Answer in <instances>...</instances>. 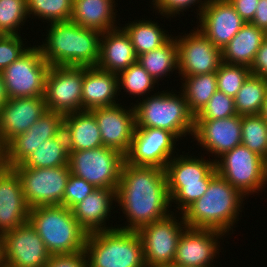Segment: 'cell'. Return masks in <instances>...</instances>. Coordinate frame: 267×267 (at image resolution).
Here are the masks:
<instances>
[{
    "label": "cell",
    "instance_id": "6da1fadb",
    "mask_svg": "<svg viewBox=\"0 0 267 267\" xmlns=\"http://www.w3.org/2000/svg\"><path fill=\"white\" fill-rule=\"evenodd\" d=\"M117 202L128 222L126 226L117 227L122 230L138 231L167 217L173 211L168 209L172 205L165 169L124 161L116 189Z\"/></svg>",
    "mask_w": 267,
    "mask_h": 267
},
{
    "label": "cell",
    "instance_id": "7a4b0ae2",
    "mask_svg": "<svg viewBox=\"0 0 267 267\" xmlns=\"http://www.w3.org/2000/svg\"><path fill=\"white\" fill-rule=\"evenodd\" d=\"M42 45H37L50 66H97L102 33L72 22H52Z\"/></svg>",
    "mask_w": 267,
    "mask_h": 267
},
{
    "label": "cell",
    "instance_id": "3957f363",
    "mask_svg": "<svg viewBox=\"0 0 267 267\" xmlns=\"http://www.w3.org/2000/svg\"><path fill=\"white\" fill-rule=\"evenodd\" d=\"M245 196L227 180L216 175L205 193L183 213L190 228L213 229L226 234L238 221Z\"/></svg>",
    "mask_w": 267,
    "mask_h": 267
},
{
    "label": "cell",
    "instance_id": "277c9868",
    "mask_svg": "<svg viewBox=\"0 0 267 267\" xmlns=\"http://www.w3.org/2000/svg\"><path fill=\"white\" fill-rule=\"evenodd\" d=\"M28 221L51 255L84 251L87 233L81 228L72 211L64 205L30 208Z\"/></svg>",
    "mask_w": 267,
    "mask_h": 267
},
{
    "label": "cell",
    "instance_id": "5b68a950",
    "mask_svg": "<svg viewBox=\"0 0 267 267\" xmlns=\"http://www.w3.org/2000/svg\"><path fill=\"white\" fill-rule=\"evenodd\" d=\"M84 252L89 267H146L137 231L115 228L87 234Z\"/></svg>",
    "mask_w": 267,
    "mask_h": 267
},
{
    "label": "cell",
    "instance_id": "8992f818",
    "mask_svg": "<svg viewBox=\"0 0 267 267\" xmlns=\"http://www.w3.org/2000/svg\"><path fill=\"white\" fill-rule=\"evenodd\" d=\"M176 155L167 163L165 173L171 203L175 202L182 214L205 193L217 171L213 160Z\"/></svg>",
    "mask_w": 267,
    "mask_h": 267
},
{
    "label": "cell",
    "instance_id": "52a82bcc",
    "mask_svg": "<svg viewBox=\"0 0 267 267\" xmlns=\"http://www.w3.org/2000/svg\"><path fill=\"white\" fill-rule=\"evenodd\" d=\"M161 92L147 96V99L144 98L134 105L135 128L165 129L173 133L178 140L186 137L187 133L192 136L194 116L188 110L183 92L178 95L172 91Z\"/></svg>",
    "mask_w": 267,
    "mask_h": 267
},
{
    "label": "cell",
    "instance_id": "ba28073f",
    "mask_svg": "<svg viewBox=\"0 0 267 267\" xmlns=\"http://www.w3.org/2000/svg\"><path fill=\"white\" fill-rule=\"evenodd\" d=\"M214 161L217 174L245 197L267 184L265 159L242 144Z\"/></svg>",
    "mask_w": 267,
    "mask_h": 267
},
{
    "label": "cell",
    "instance_id": "9c48e42d",
    "mask_svg": "<svg viewBox=\"0 0 267 267\" xmlns=\"http://www.w3.org/2000/svg\"><path fill=\"white\" fill-rule=\"evenodd\" d=\"M125 156L100 146L90 150L69 151L71 174L83 178L96 188L117 189Z\"/></svg>",
    "mask_w": 267,
    "mask_h": 267
},
{
    "label": "cell",
    "instance_id": "30bf717a",
    "mask_svg": "<svg viewBox=\"0 0 267 267\" xmlns=\"http://www.w3.org/2000/svg\"><path fill=\"white\" fill-rule=\"evenodd\" d=\"M19 176L25 200L30 208L62 205L71 174L69 165L55 168H30L21 164L12 168Z\"/></svg>",
    "mask_w": 267,
    "mask_h": 267
},
{
    "label": "cell",
    "instance_id": "8fae6325",
    "mask_svg": "<svg viewBox=\"0 0 267 267\" xmlns=\"http://www.w3.org/2000/svg\"><path fill=\"white\" fill-rule=\"evenodd\" d=\"M49 68L39 47H29L1 72L9 99L44 96Z\"/></svg>",
    "mask_w": 267,
    "mask_h": 267
},
{
    "label": "cell",
    "instance_id": "7c38bea8",
    "mask_svg": "<svg viewBox=\"0 0 267 267\" xmlns=\"http://www.w3.org/2000/svg\"><path fill=\"white\" fill-rule=\"evenodd\" d=\"M83 66H50L45 80L47 110L64 115L82 111Z\"/></svg>",
    "mask_w": 267,
    "mask_h": 267
},
{
    "label": "cell",
    "instance_id": "4fadbf2b",
    "mask_svg": "<svg viewBox=\"0 0 267 267\" xmlns=\"http://www.w3.org/2000/svg\"><path fill=\"white\" fill-rule=\"evenodd\" d=\"M173 215L174 212L137 231L143 244L146 267L173 263L179 239L187 227L183 215L179 218L180 222Z\"/></svg>",
    "mask_w": 267,
    "mask_h": 267
},
{
    "label": "cell",
    "instance_id": "5bb4252c",
    "mask_svg": "<svg viewBox=\"0 0 267 267\" xmlns=\"http://www.w3.org/2000/svg\"><path fill=\"white\" fill-rule=\"evenodd\" d=\"M3 263L8 267H46L51 254L29 221L1 236Z\"/></svg>",
    "mask_w": 267,
    "mask_h": 267
},
{
    "label": "cell",
    "instance_id": "9a60e30c",
    "mask_svg": "<svg viewBox=\"0 0 267 267\" xmlns=\"http://www.w3.org/2000/svg\"><path fill=\"white\" fill-rule=\"evenodd\" d=\"M186 35V36H185ZM176 36L179 76H194L216 72L222 63V53L197 28L189 34ZM179 38V39H178Z\"/></svg>",
    "mask_w": 267,
    "mask_h": 267
},
{
    "label": "cell",
    "instance_id": "2e32d148",
    "mask_svg": "<svg viewBox=\"0 0 267 267\" xmlns=\"http://www.w3.org/2000/svg\"><path fill=\"white\" fill-rule=\"evenodd\" d=\"M176 141H178L177 137L165 129L135 128L125 161L133 165L156 166L165 169L170 159L176 156L174 155Z\"/></svg>",
    "mask_w": 267,
    "mask_h": 267
},
{
    "label": "cell",
    "instance_id": "e0dca14e",
    "mask_svg": "<svg viewBox=\"0 0 267 267\" xmlns=\"http://www.w3.org/2000/svg\"><path fill=\"white\" fill-rule=\"evenodd\" d=\"M64 116L55 111L45 113L24 133L14 137L4 147V162L9 168L21 164L47 139L63 131Z\"/></svg>",
    "mask_w": 267,
    "mask_h": 267
},
{
    "label": "cell",
    "instance_id": "ac0fdd59",
    "mask_svg": "<svg viewBox=\"0 0 267 267\" xmlns=\"http://www.w3.org/2000/svg\"><path fill=\"white\" fill-rule=\"evenodd\" d=\"M128 109L118 103L90 110L98 123L103 146L124 156L130 150L136 127L134 106Z\"/></svg>",
    "mask_w": 267,
    "mask_h": 267
},
{
    "label": "cell",
    "instance_id": "d6986e66",
    "mask_svg": "<svg viewBox=\"0 0 267 267\" xmlns=\"http://www.w3.org/2000/svg\"><path fill=\"white\" fill-rule=\"evenodd\" d=\"M200 31L222 49L245 25L228 0H209L199 15Z\"/></svg>",
    "mask_w": 267,
    "mask_h": 267
},
{
    "label": "cell",
    "instance_id": "ffe728a7",
    "mask_svg": "<svg viewBox=\"0 0 267 267\" xmlns=\"http://www.w3.org/2000/svg\"><path fill=\"white\" fill-rule=\"evenodd\" d=\"M223 235L218 230L186 227L179 239L173 263L187 267L213 266L210 263L216 254L219 255L218 240Z\"/></svg>",
    "mask_w": 267,
    "mask_h": 267
},
{
    "label": "cell",
    "instance_id": "44dd1931",
    "mask_svg": "<svg viewBox=\"0 0 267 267\" xmlns=\"http://www.w3.org/2000/svg\"><path fill=\"white\" fill-rule=\"evenodd\" d=\"M46 110L44 96L8 99L0 109V145L26 132Z\"/></svg>",
    "mask_w": 267,
    "mask_h": 267
},
{
    "label": "cell",
    "instance_id": "7402d4cb",
    "mask_svg": "<svg viewBox=\"0 0 267 267\" xmlns=\"http://www.w3.org/2000/svg\"><path fill=\"white\" fill-rule=\"evenodd\" d=\"M241 115L215 119L194 120L193 138L205 150L218 158L224 153L241 145Z\"/></svg>",
    "mask_w": 267,
    "mask_h": 267
},
{
    "label": "cell",
    "instance_id": "603a6c76",
    "mask_svg": "<svg viewBox=\"0 0 267 267\" xmlns=\"http://www.w3.org/2000/svg\"><path fill=\"white\" fill-rule=\"evenodd\" d=\"M29 212L18 174L6 167L0 173V237L26 223Z\"/></svg>",
    "mask_w": 267,
    "mask_h": 267
},
{
    "label": "cell",
    "instance_id": "cb8c5ba5",
    "mask_svg": "<svg viewBox=\"0 0 267 267\" xmlns=\"http://www.w3.org/2000/svg\"><path fill=\"white\" fill-rule=\"evenodd\" d=\"M113 201L116 202V189L96 188L71 211L87 234L111 230L115 227H106V220H109Z\"/></svg>",
    "mask_w": 267,
    "mask_h": 267
},
{
    "label": "cell",
    "instance_id": "d4e9b609",
    "mask_svg": "<svg viewBox=\"0 0 267 267\" xmlns=\"http://www.w3.org/2000/svg\"><path fill=\"white\" fill-rule=\"evenodd\" d=\"M118 90V74L102 70L97 66L84 67L82 111L118 104L115 101L119 95Z\"/></svg>",
    "mask_w": 267,
    "mask_h": 267
},
{
    "label": "cell",
    "instance_id": "484cf974",
    "mask_svg": "<svg viewBox=\"0 0 267 267\" xmlns=\"http://www.w3.org/2000/svg\"><path fill=\"white\" fill-rule=\"evenodd\" d=\"M137 58L130 37L122 27L102 33L98 68L119 74L136 63Z\"/></svg>",
    "mask_w": 267,
    "mask_h": 267
},
{
    "label": "cell",
    "instance_id": "4316f807",
    "mask_svg": "<svg viewBox=\"0 0 267 267\" xmlns=\"http://www.w3.org/2000/svg\"><path fill=\"white\" fill-rule=\"evenodd\" d=\"M63 132L68 151L90 150L103 146L95 116L90 111L64 115Z\"/></svg>",
    "mask_w": 267,
    "mask_h": 267
},
{
    "label": "cell",
    "instance_id": "83f0119b",
    "mask_svg": "<svg viewBox=\"0 0 267 267\" xmlns=\"http://www.w3.org/2000/svg\"><path fill=\"white\" fill-rule=\"evenodd\" d=\"M267 33L246 22L230 42L221 49L222 62L230 65L251 67L255 55Z\"/></svg>",
    "mask_w": 267,
    "mask_h": 267
},
{
    "label": "cell",
    "instance_id": "f1b7e54d",
    "mask_svg": "<svg viewBox=\"0 0 267 267\" xmlns=\"http://www.w3.org/2000/svg\"><path fill=\"white\" fill-rule=\"evenodd\" d=\"M115 5V0H73L70 21L81 27L104 33L118 28L115 23Z\"/></svg>",
    "mask_w": 267,
    "mask_h": 267
},
{
    "label": "cell",
    "instance_id": "f546056e",
    "mask_svg": "<svg viewBox=\"0 0 267 267\" xmlns=\"http://www.w3.org/2000/svg\"><path fill=\"white\" fill-rule=\"evenodd\" d=\"M69 164V151L66 135L47 139L21 165L30 168H55Z\"/></svg>",
    "mask_w": 267,
    "mask_h": 267
},
{
    "label": "cell",
    "instance_id": "4dcf8cb0",
    "mask_svg": "<svg viewBox=\"0 0 267 267\" xmlns=\"http://www.w3.org/2000/svg\"><path fill=\"white\" fill-rule=\"evenodd\" d=\"M128 24L122 28L130 37L137 57L161 47L171 38L166 30L151 20H136Z\"/></svg>",
    "mask_w": 267,
    "mask_h": 267
},
{
    "label": "cell",
    "instance_id": "1f68e13d",
    "mask_svg": "<svg viewBox=\"0 0 267 267\" xmlns=\"http://www.w3.org/2000/svg\"><path fill=\"white\" fill-rule=\"evenodd\" d=\"M137 61L157 81L178 70V48L175 37L164 45L138 56ZM169 72V73H168Z\"/></svg>",
    "mask_w": 267,
    "mask_h": 267
},
{
    "label": "cell",
    "instance_id": "d6a6232c",
    "mask_svg": "<svg viewBox=\"0 0 267 267\" xmlns=\"http://www.w3.org/2000/svg\"><path fill=\"white\" fill-rule=\"evenodd\" d=\"M182 92L188 110L195 117L218 90L216 72L183 77Z\"/></svg>",
    "mask_w": 267,
    "mask_h": 267
},
{
    "label": "cell",
    "instance_id": "836d02e7",
    "mask_svg": "<svg viewBox=\"0 0 267 267\" xmlns=\"http://www.w3.org/2000/svg\"><path fill=\"white\" fill-rule=\"evenodd\" d=\"M267 93V79L250 74L234 97L238 115L261 114Z\"/></svg>",
    "mask_w": 267,
    "mask_h": 267
},
{
    "label": "cell",
    "instance_id": "e575fe53",
    "mask_svg": "<svg viewBox=\"0 0 267 267\" xmlns=\"http://www.w3.org/2000/svg\"><path fill=\"white\" fill-rule=\"evenodd\" d=\"M241 144L267 159V121L262 114L243 115Z\"/></svg>",
    "mask_w": 267,
    "mask_h": 267
},
{
    "label": "cell",
    "instance_id": "d590c367",
    "mask_svg": "<svg viewBox=\"0 0 267 267\" xmlns=\"http://www.w3.org/2000/svg\"><path fill=\"white\" fill-rule=\"evenodd\" d=\"M28 16L32 14L46 21H70L73 12V0H26Z\"/></svg>",
    "mask_w": 267,
    "mask_h": 267
},
{
    "label": "cell",
    "instance_id": "8d00e7d4",
    "mask_svg": "<svg viewBox=\"0 0 267 267\" xmlns=\"http://www.w3.org/2000/svg\"><path fill=\"white\" fill-rule=\"evenodd\" d=\"M155 83L158 82L138 61L118 74L119 92L125 89L124 91H126V93L128 92L133 96L139 95L143 97L146 93H150V91H152L151 89L156 85Z\"/></svg>",
    "mask_w": 267,
    "mask_h": 267
},
{
    "label": "cell",
    "instance_id": "74e56055",
    "mask_svg": "<svg viewBox=\"0 0 267 267\" xmlns=\"http://www.w3.org/2000/svg\"><path fill=\"white\" fill-rule=\"evenodd\" d=\"M28 17L26 0H0V34L19 35Z\"/></svg>",
    "mask_w": 267,
    "mask_h": 267
},
{
    "label": "cell",
    "instance_id": "f35d334b",
    "mask_svg": "<svg viewBox=\"0 0 267 267\" xmlns=\"http://www.w3.org/2000/svg\"><path fill=\"white\" fill-rule=\"evenodd\" d=\"M250 74L249 67L222 62L216 71L218 91L234 98Z\"/></svg>",
    "mask_w": 267,
    "mask_h": 267
},
{
    "label": "cell",
    "instance_id": "ab89813d",
    "mask_svg": "<svg viewBox=\"0 0 267 267\" xmlns=\"http://www.w3.org/2000/svg\"><path fill=\"white\" fill-rule=\"evenodd\" d=\"M237 115L234 98L216 91L208 103L194 117V120H215Z\"/></svg>",
    "mask_w": 267,
    "mask_h": 267
},
{
    "label": "cell",
    "instance_id": "60d3db41",
    "mask_svg": "<svg viewBox=\"0 0 267 267\" xmlns=\"http://www.w3.org/2000/svg\"><path fill=\"white\" fill-rule=\"evenodd\" d=\"M95 189L94 185L88 183L83 178L70 174L62 199V205L71 210Z\"/></svg>",
    "mask_w": 267,
    "mask_h": 267
},
{
    "label": "cell",
    "instance_id": "b9f144b4",
    "mask_svg": "<svg viewBox=\"0 0 267 267\" xmlns=\"http://www.w3.org/2000/svg\"><path fill=\"white\" fill-rule=\"evenodd\" d=\"M21 38L20 35L0 34V73L29 48L23 47Z\"/></svg>",
    "mask_w": 267,
    "mask_h": 267
},
{
    "label": "cell",
    "instance_id": "7bdbcfd3",
    "mask_svg": "<svg viewBox=\"0 0 267 267\" xmlns=\"http://www.w3.org/2000/svg\"><path fill=\"white\" fill-rule=\"evenodd\" d=\"M208 1L209 0H152V5H154L153 7L159 11L158 13H160L164 17L167 16L169 18L176 16L177 14L180 15V13L185 9L189 7L191 8L190 5L193 4L192 6H194L195 4H199L201 2L198 6L199 13H197L198 15H200L203 7L207 4Z\"/></svg>",
    "mask_w": 267,
    "mask_h": 267
},
{
    "label": "cell",
    "instance_id": "ee69618b",
    "mask_svg": "<svg viewBox=\"0 0 267 267\" xmlns=\"http://www.w3.org/2000/svg\"><path fill=\"white\" fill-rule=\"evenodd\" d=\"M46 267H89L84 251L73 254L51 255Z\"/></svg>",
    "mask_w": 267,
    "mask_h": 267
},
{
    "label": "cell",
    "instance_id": "f6af8a7d",
    "mask_svg": "<svg viewBox=\"0 0 267 267\" xmlns=\"http://www.w3.org/2000/svg\"><path fill=\"white\" fill-rule=\"evenodd\" d=\"M250 73L254 76L267 79V38L262 42L255 55L250 67Z\"/></svg>",
    "mask_w": 267,
    "mask_h": 267
},
{
    "label": "cell",
    "instance_id": "bcb514c9",
    "mask_svg": "<svg viewBox=\"0 0 267 267\" xmlns=\"http://www.w3.org/2000/svg\"><path fill=\"white\" fill-rule=\"evenodd\" d=\"M235 11L246 22H251L255 16V11L259 0H228Z\"/></svg>",
    "mask_w": 267,
    "mask_h": 267
},
{
    "label": "cell",
    "instance_id": "7dc6e473",
    "mask_svg": "<svg viewBox=\"0 0 267 267\" xmlns=\"http://www.w3.org/2000/svg\"><path fill=\"white\" fill-rule=\"evenodd\" d=\"M250 23L267 33V0H259L255 16Z\"/></svg>",
    "mask_w": 267,
    "mask_h": 267
},
{
    "label": "cell",
    "instance_id": "c3c4849f",
    "mask_svg": "<svg viewBox=\"0 0 267 267\" xmlns=\"http://www.w3.org/2000/svg\"><path fill=\"white\" fill-rule=\"evenodd\" d=\"M9 96L6 90V85L4 83V78L0 73V109L8 101Z\"/></svg>",
    "mask_w": 267,
    "mask_h": 267
},
{
    "label": "cell",
    "instance_id": "681fc988",
    "mask_svg": "<svg viewBox=\"0 0 267 267\" xmlns=\"http://www.w3.org/2000/svg\"><path fill=\"white\" fill-rule=\"evenodd\" d=\"M261 114L265 117V119L267 121V93H266V96H265L264 107H263V110H262Z\"/></svg>",
    "mask_w": 267,
    "mask_h": 267
},
{
    "label": "cell",
    "instance_id": "f907efd6",
    "mask_svg": "<svg viewBox=\"0 0 267 267\" xmlns=\"http://www.w3.org/2000/svg\"><path fill=\"white\" fill-rule=\"evenodd\" d=\"M4 147L0 145V167L4 164Z\"/></svg>",
    "mask_w": 267,
    "mask_h": 267
},
{
    "label": "cell",
    "instance_id": "816d5d0a",
    "mask_svg": "<svg viewBox=\"0 0 267 267\" xmlns=\"http://www.w3.org/2000/svg\"><path fill=\"white\" fill-rule=\"evenodd\" d=\"M153 267H187V266H180L174 263H168V264H162V265H157Z\"/></svg>",
    "mask_w": 267,
    "mask_h": 267
},
{
    "label": "cell",
    "instance_id": "f5cc1de1",
    "mask_svg": "<svg viewBox=\"0 0 267 267\" xmlns=\"http://www.w3.org/2000/svg\"><path fill=\"white\" fill-rule=\"evenodd\" d=\"M3 251H2V240L0 237V267L3 265Z\"/></svg>",
    "mask_w": 267,
    "mask_h": 267
},
{
    "label": "cell",
    "instance_id": "db71d44e",
    "mask_svg": "<svg viewBox=\"0 0 267 267\" xmlns=\"http://www.w3.org/2000/svg\"><path fill=\"white\" fill-rule=\"evenodd\" d=\"M7 166L5 165V163L0 167V173L6 168Z\"/></svg>",
    "mask_w": 267,
    "mask_h": 267
},
{
    "label": "cell",
    "instance_id": "11a10c76",
    "mask_svg": "<svg viewBox=\"0 0 267 267\" xmlns=\"http://www.w3.org/2000/svg\"><path fill=\"white\" fill-rule=\"evenodd\" d=\"M265 164H266V179H267V159L265 160Z\"/></svg>",
    "mask_w": 267,
    "mask_h": 267
}]
</instances>
